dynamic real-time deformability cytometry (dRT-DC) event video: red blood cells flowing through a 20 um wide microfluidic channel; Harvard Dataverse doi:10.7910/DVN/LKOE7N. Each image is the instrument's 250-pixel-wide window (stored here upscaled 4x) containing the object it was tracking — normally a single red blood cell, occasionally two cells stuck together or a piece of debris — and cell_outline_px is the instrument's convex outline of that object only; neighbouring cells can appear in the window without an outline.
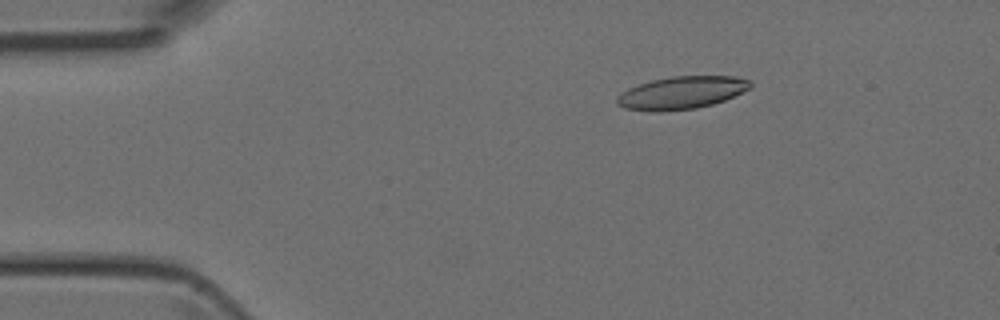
{"species": "Egyptian fruit bat (a non-hibernating species)", "species_latin": "Rousettus aegyptiacus", "temperature_condition": "room temperature", "stored_images_in_passage": 40, "camera_frame_rate_fps": 3000, "um_per_image_px": 0.085, "animal": {"sex": "female"}, "frame": {"image": 1, "passage_image": 1, "time_ms": 0.0, "image_size_px": [1000, 320], "cell_outline_px": [[752, 88], [724, 100], [712, 104], [696, 108], [660, 112], [656, 112], [624, 108], [616, 104], [616, 96], [628, 88], [652, 80], [672, 76], [732, 76], [752, 80]], "centroid_in_image_um": [57.94, 7.88], "position_along_channel_um": 27.1, "area_um2": 25.49}}
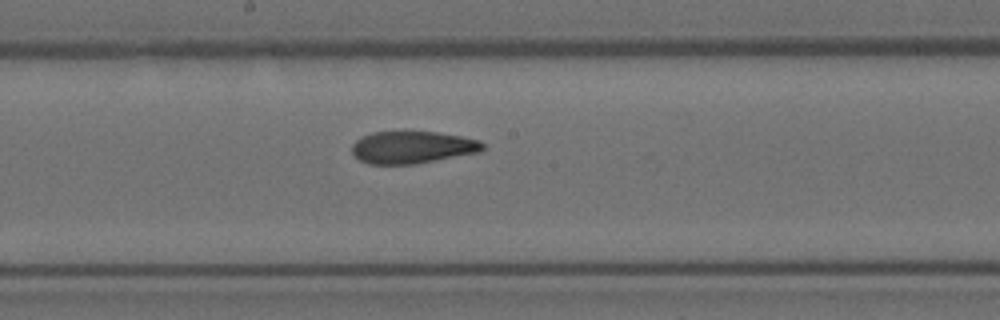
{"frame": {"image": 2, "passage_image": 18, "time_ms": 5.667, "image_size_px": [1000, 320], "cell_outline_px": [[484, 148], [480, 152], [416, 164], [368, 164], [360, 160], [352, 152], [352, 144], [360, 136], [372, 132], [404, 128], [436, 132], [460, 136], [480, 140], [484, 144]], "centroid_in_image_um": [35.02, 12.47], "position_along_channel_um": 213.2, "area_um2": 25.55}}
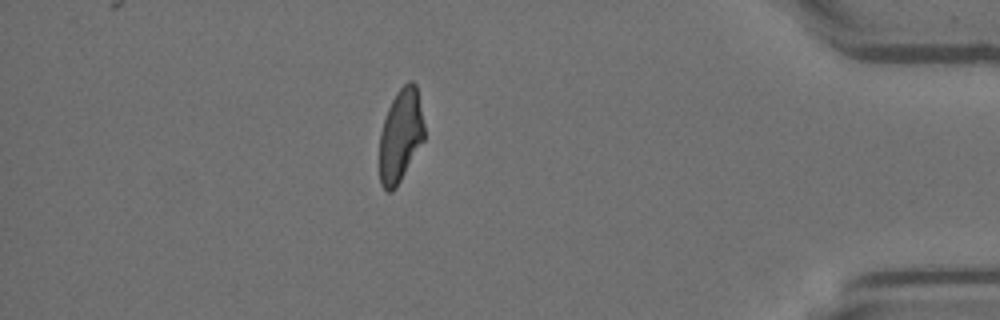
{"frame": {"image": 3, "passage_image": 34, "time_ms": 11.0, "image_size_px": [1000, 320], "cell_outline_px": [[424, 140], [396, 188], [392, 192], [388, 192], [380, 184], [380, 132], [388, 108], [396, 92], [408, 80], [412, 80], [416, 84], [424, 124]], "centroid_in_image_um": [34.05, 11.52], "position_along_channel_um": 401.2, "area_um2": 24.22}}